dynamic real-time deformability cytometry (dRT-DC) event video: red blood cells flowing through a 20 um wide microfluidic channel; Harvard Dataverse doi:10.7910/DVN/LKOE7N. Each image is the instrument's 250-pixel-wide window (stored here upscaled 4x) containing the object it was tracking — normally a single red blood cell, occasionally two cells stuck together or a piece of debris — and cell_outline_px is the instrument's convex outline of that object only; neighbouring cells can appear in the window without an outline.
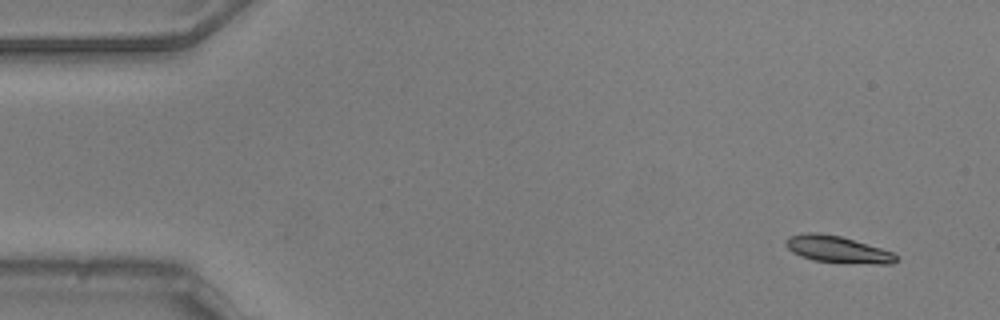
{"species": "common noctule bat (a hibernating species)", "species_latin": "Nyctalus noctula", "temperature_condition": "warm", "stored_images_in_passage": 42, "camera_frame_rate_fps": 3000, "um_per_image_px": 0.085, "animal": {"sex": "male", "body_mass_g": 20.5, "forearm_length_mm": 52.5}, "frame": {"image": 1, "passage_image": 5, "time_ms": 1.333, "image_size_px": [1000, 320], "cell_outline_px": [[888, 260], [824, 260], [808, 256], [800, 252], [808, 236], [832, 236], [848, 240], [884, 252]], "centroid_in_image_um": [71.34, 21.22], "position_along_channel_um": 13.7, "area_um2": 10.81}}
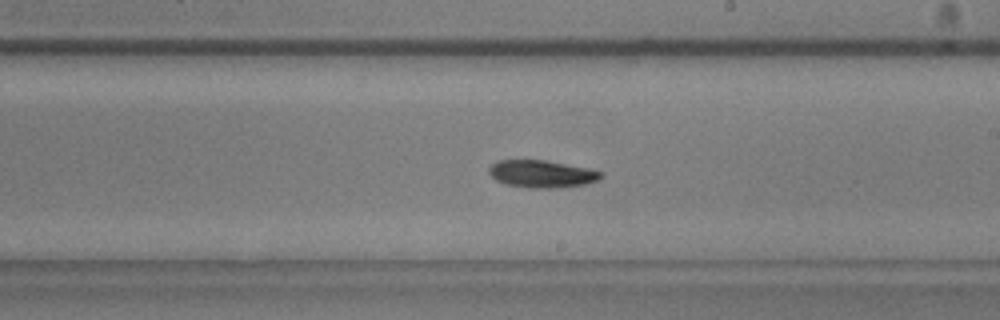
{"frame": {"image": 2, "passage_image": 32, "time_ms": 10.333, "image_size_px": [1000, 320], "cell_outline_px": [[596, 176], [584, 180], [548, 184], [512, 180], [500, 172], [496, 168], [504, 164], [548, 164], [596, 172]], "centroid_in_image_um": [46.25, 14.74], "position_along_channel_um": 242.7, "area_um2": 10.29}}
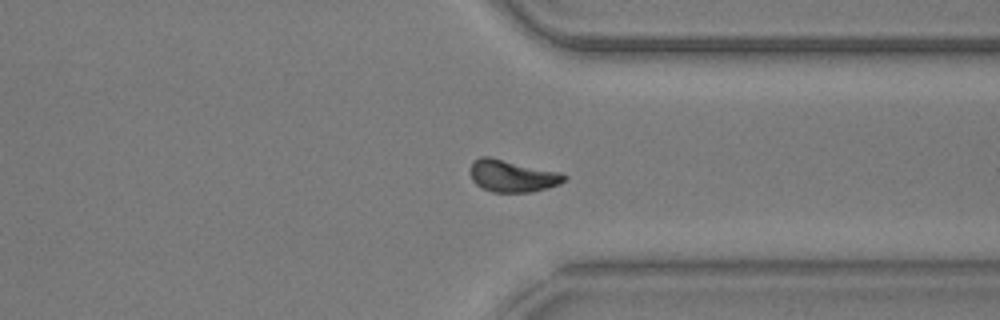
{"frame": {"image": 3, "passage_image": 42, "time_ms": 13.667, "image_size_px": [1000, 320], "cell_outline_px": [[564, 176], [560, 180], [552, 184], [536, 188], [492, 188], [476, 164], [480, 160], [496, 160]], "centroid_in_image_um": [43.77, 14.92], "position_along_channel_um": 367.6, "area_um2": 11.56}}